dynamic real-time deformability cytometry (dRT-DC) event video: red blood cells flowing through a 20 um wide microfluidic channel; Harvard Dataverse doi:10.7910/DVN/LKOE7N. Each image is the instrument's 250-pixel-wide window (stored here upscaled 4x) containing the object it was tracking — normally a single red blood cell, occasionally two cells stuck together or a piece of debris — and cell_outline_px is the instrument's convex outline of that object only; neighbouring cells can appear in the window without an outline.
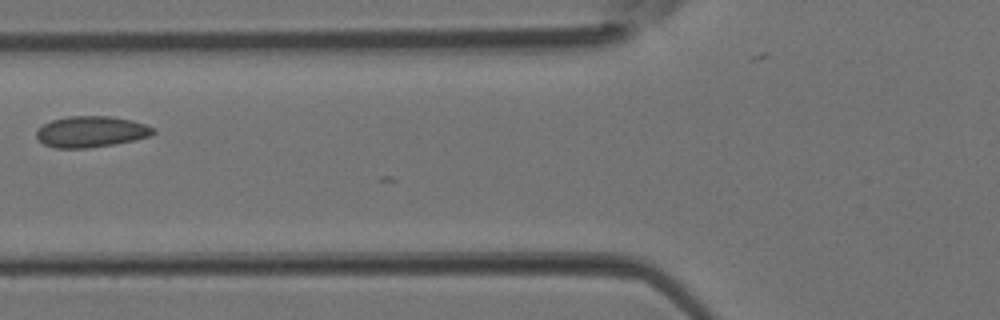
{"species": "Egyptian fruit bat (a non-hibernating species)", "species_latin": "Rousettus aegyptiacus", "temperature_condition": "room temperature", "stored_images_in_passage": 2, "camera_frame_rate_fps": 3000, "um_per_image_px": 0.085, "animal": {"sex": "female"}, "frame": {"image": 1, "passage_image": 2, "time_ms": 0.333, "image_size_px": [1000, 320], "cell_outline_px": [[156, 132], [152, 136], [116, 144], [88, 148], [56, 148], [44, 144], [36, 136], [36, 128], [52, 120], [68, 116], [112, 116], [132, 120], [156, 128]], "centroid_in_image_um": [7.77, 11.19], "position_along_channel_um": 118.0, "area_um2": 21.39}}